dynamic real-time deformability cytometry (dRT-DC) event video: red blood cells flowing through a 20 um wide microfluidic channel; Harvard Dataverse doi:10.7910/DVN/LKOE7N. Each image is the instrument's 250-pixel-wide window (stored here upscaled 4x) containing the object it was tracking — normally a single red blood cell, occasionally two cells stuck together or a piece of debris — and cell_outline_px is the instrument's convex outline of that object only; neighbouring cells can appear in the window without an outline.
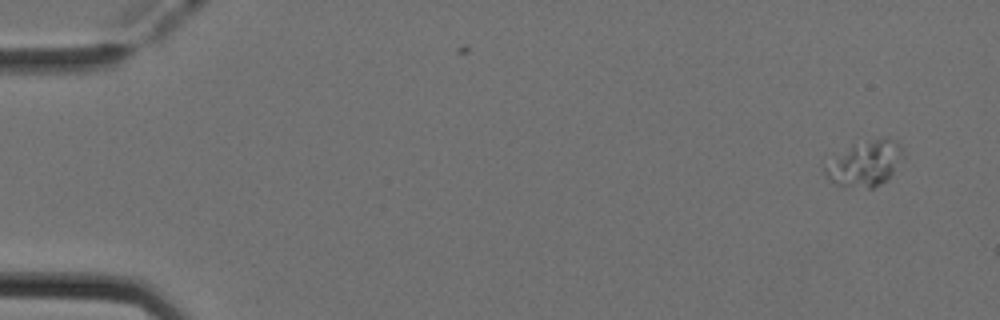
{"species": "Egyptian fruit bat (a non-hibernating species)", "species_latin": "Rousettus aegyptiacus", "temperature_condition": "cold", "stored_images_in_passage": 50, "camera_frame_rate_fps": 3000, "um_per_image_px": 0.085, "animal": {"sex": "female"}, "frame": {"image": 1, "passage_image": 1, "time_ms": 0.0, "image_size_px": [1000, 320], "cell_outline_px": [[904, 156], [888, 180], [872, 188], [868, 188], [836, 184], [824, 172], [824, 168], [852, 144], [876, 140], [896, 140], [900, 144]], "centroid_in_image_um": [73.6, 13.92], "position_along_channel_um": 11.4, "area_um2": 19.71}}
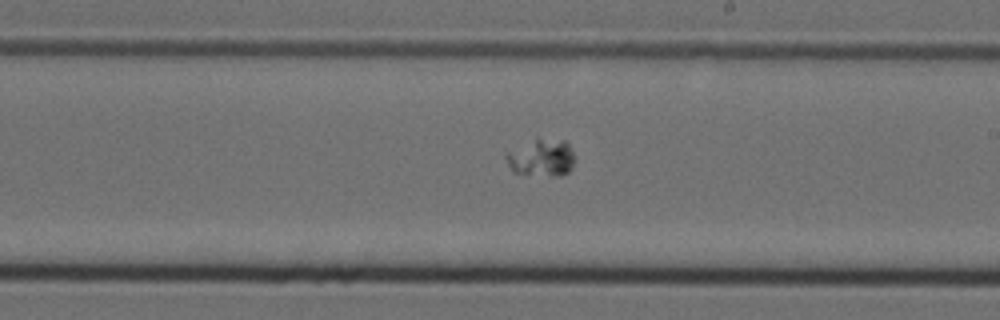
{"frame": {"image": 2, "passage_image": 29, "time_ms": 9.333, "image_size_px": [1000, 320], "cell_outline_px": [[572, 168], [568, 172], [560, 176], [512, 172], [504, 156], [508, 152], [536, 136], [564, 140], [568, 144], [572, 152]], "centroid_in_image_um": [46.0, 13.36], "position_along_channel_um": 243.0, "area_um2": 14.91}}
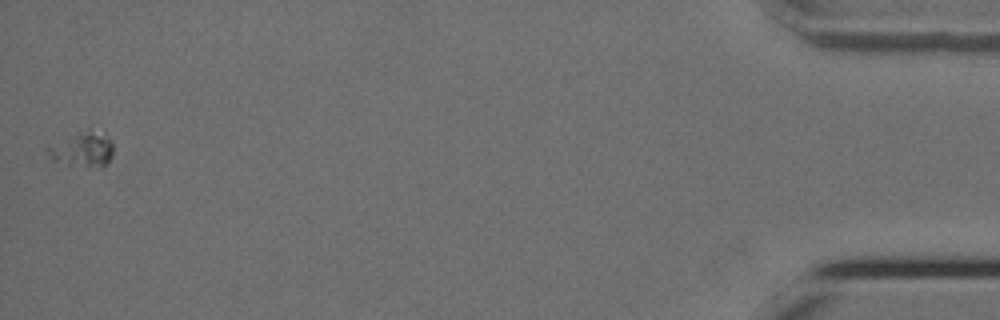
{"frame": {"image": 3, "passage_image": 50, "time_ms": 16.333, "image_size_px": [1000, 320], "cell_outline_px": [[112, 156], [104, 168], [88, 168], [68, 164], [52, 156], [44, 148], [76, 132], [88, 128], [112, 140]], "centroid_in_image_um": [7.07, 12.71], "position_along_channel_um": 428.1, "area_um2": 13.18}}